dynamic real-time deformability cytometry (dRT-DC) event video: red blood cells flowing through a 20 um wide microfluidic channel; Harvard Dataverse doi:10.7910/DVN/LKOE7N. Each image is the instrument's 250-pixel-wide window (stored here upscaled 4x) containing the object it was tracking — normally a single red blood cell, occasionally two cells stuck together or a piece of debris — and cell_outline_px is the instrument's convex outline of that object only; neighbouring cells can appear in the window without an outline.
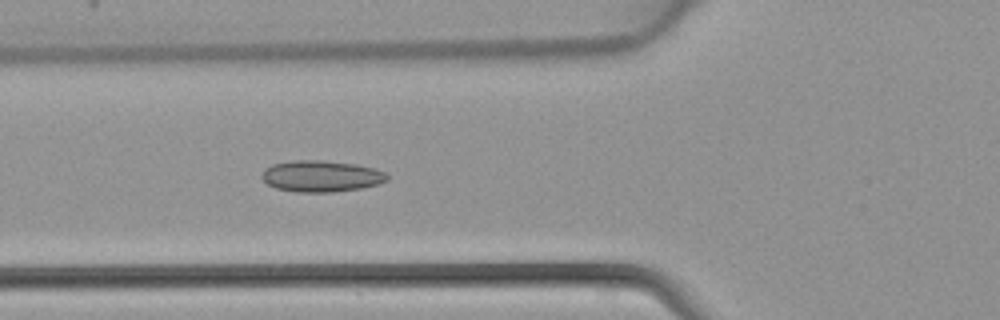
{"species": "common noctule bat (a hibernating species)", "species_latin": "Nyctalus noctula", "temperature_condition": "warm", "stored_images_in_passage": 43, "camera_frame_rate_fps": 3000, "um_per_image_px": 0.085, "animal": {"sex": "female", "body_mass_g": 22.7, "forearm_length_mm": 54.2}, "frame": {"image": 1, "passage_image": 15, "time_ms": 4.667, "image_size_px": [1000, 320], "cell_outline_px": [[388, 180], [376, 184], [360, 188], [332, 192], [296, 192], [276, 188], [268, 184], [260, 176], [264, 168], [272, 164], [292, 160], [324, 160], [356, 164], [372, 168], [384, 172], [388, 176]], "centroid_in_image_um": [27.25, 14.96], "position_along_channel_um": 98.5, "area_um2": 22.89}}
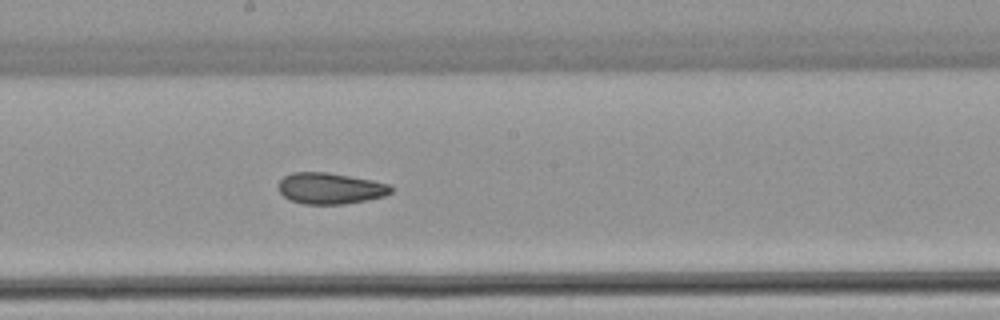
{"frame": {"image": 2, "passage_image": 23, "time_ms": 7.333, "image_size_px": [1000, 320], "cell_outline_px": [[396, 188], [392, 192], [384, 196], [344, 204], [304, 204], [288, 200], [280, 192], [276, 184], [284, 176], [292, 172], [328, 172], [372, 180], [388, 184]], "centroid_in_image_um": [28.05, 16.01], "position_along_channel_um": 220.2, "area_um2": 20.63}}
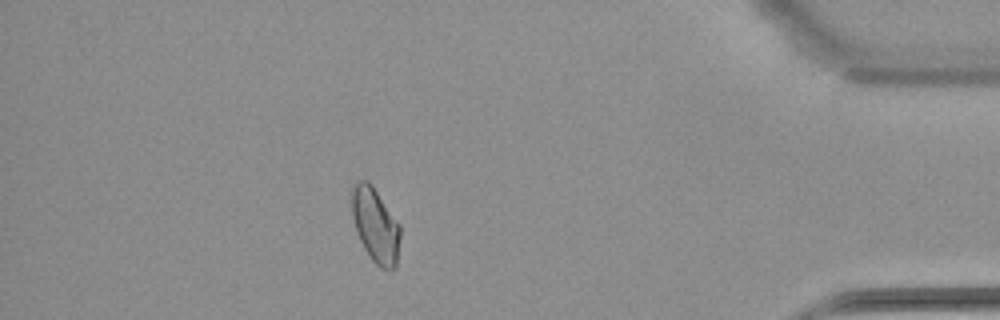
{"frame": {"image": 3, "passage_image": 38, "time_ms": 12.333, "image_size_px": [1000, 320], "cell_outline_px": [[400, 236], [396, 268], [380, 268], [372, 260], [364, 248], [356, 232], [352, 220], [352, 188], [360, 180], [368, 180], [372, 184], [400, 224]], "centroid_in_image_um": [31.91, 19.14], "position_along_channel_um": 403.3, "area_um2": 21.04}}